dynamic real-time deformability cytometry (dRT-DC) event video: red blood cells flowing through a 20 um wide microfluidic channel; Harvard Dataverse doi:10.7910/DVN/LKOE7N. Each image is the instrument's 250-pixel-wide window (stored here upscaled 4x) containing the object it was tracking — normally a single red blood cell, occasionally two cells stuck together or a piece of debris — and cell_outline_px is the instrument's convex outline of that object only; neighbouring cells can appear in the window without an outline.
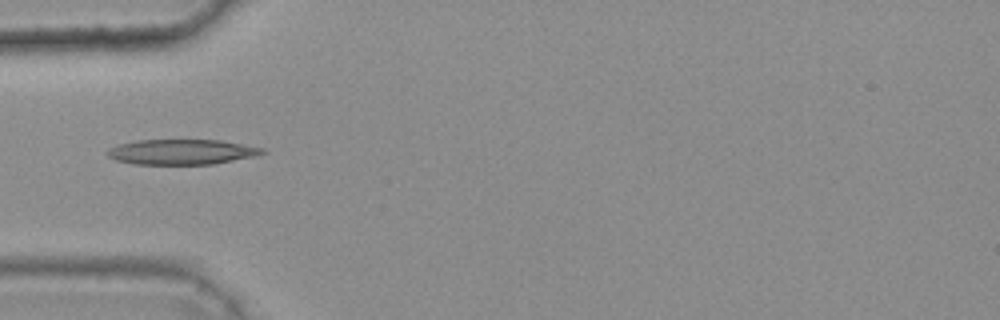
{"species": "common noctule bat (a hibernating species)", "species_latin": "Nyctalus noctula", "temperature_condition": "warm", "stored_images_in_passage": 31, "camera_frame_rate_fps": 3000, "um_per_image_px": 0.085, "animal": {"sex": "female", "body_mass_g": 25.1}, "frame": {"image": 1, "passage_image": 1, "time_ms": 0.0, "image_size_px": [1000, 320], "cell_outline_px": [[268, 152], [256, 156], [212, 164], [132, 164], [116, 160], [108, 156], [104, 152], [108, 148], [120, 144], [136, 140], [220, 140], [264, 148]], "centroid_in_image_um": [15.43, 12.91], "position_along_channel_um": 69.6, "area_um2": 22.83}}
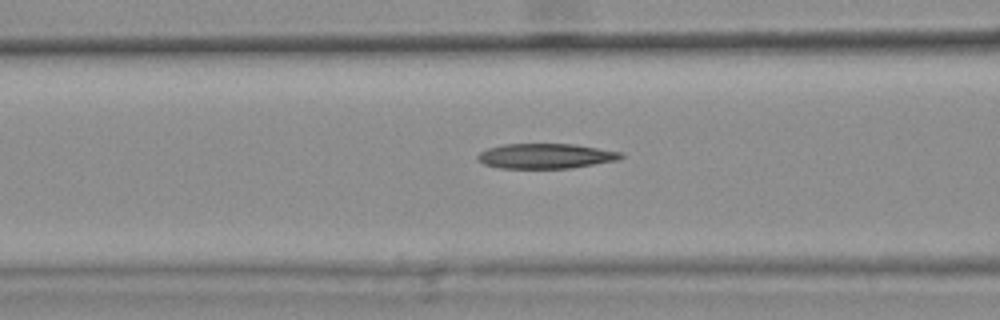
{"frame": {"image": 2, "passage_image": 5, "time_ms": 1.333, "image_size_px": [1000, 320], "cell_outline_px": [[624, 156], [616, 160], [568, 168], [500, 168], [484, 164], [476, 156], [480, 152], [488, 148], [504, 144], [572, 144], [620, 152]], "centroid_in_image_um": [46.33, 13.26], "position_along_channel_um": 120.3, "area_um2": 20.46}, "authors_computed_cell_mechanics": {"area_um2": 20.8658, "velocity_mm_per_s": 3.779, "shape_relaxation_time_tau1_ms": null, "shape_relaxation_time_tau2_ms": 9.8169, "deformation_change_tau1": null, "deformation_change_tau2": 0.2615}}